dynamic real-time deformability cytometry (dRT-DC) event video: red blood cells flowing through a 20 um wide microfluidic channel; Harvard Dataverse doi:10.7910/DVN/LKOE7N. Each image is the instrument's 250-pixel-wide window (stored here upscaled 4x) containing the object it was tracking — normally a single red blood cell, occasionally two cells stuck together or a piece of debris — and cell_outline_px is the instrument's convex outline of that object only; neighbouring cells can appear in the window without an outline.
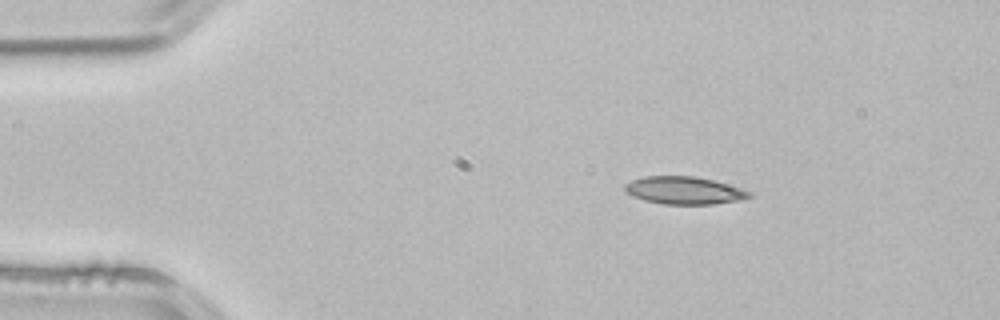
{"species": "common noctule bat (a hibernating species)", "species_latin": "Nyctalus noctula", "temperature_condition": "room temperature", "stored_images_in_passage": 2, "camera_frame_rate_fps": 3000, "um_per_image_px": 0.085, "animal": {"sex": "male", "body_mass_g": 21.5, "forearm_length_mm": 52.0}, "frame": {"image": 1, "passage_image": 1, "time_ms": 0.0, "image_size_px": [1000, 320], "cell_outline_px": [[756, 196], [744, 200], [712, 204], [664, 204], [644, 200], [632, 196], [624, 188], [624, 184], [632, 180], [644, 176], [696, 176], [712, 180], [740, 188], [752, 192]], "centroid_in_image_um": [58.2, 16.19], "position_along_channel_um": 26.8, "area_um2": 20.11}}